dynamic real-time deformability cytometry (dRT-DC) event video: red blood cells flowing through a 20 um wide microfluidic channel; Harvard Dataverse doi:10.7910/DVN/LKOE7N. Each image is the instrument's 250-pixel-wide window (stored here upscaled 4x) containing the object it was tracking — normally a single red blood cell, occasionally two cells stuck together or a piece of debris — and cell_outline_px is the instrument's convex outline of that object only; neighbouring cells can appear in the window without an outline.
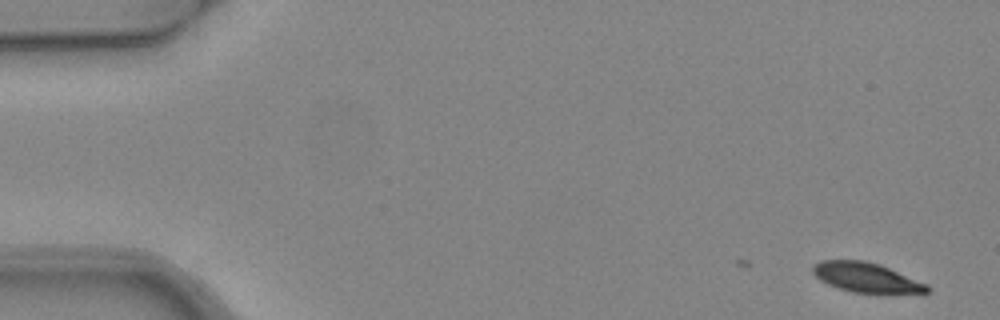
{"species": "common noctule bat (a hibernating species)", "species_latin": "Nyctalus noctula", "temperature_condition": "warm", "stored_images_in_passage": 4, "camera_frame_rate_fps": 3000, "um_per_image_px": 0.085, "animal": {"sex": "female", "body_mass_g": 24.6, "forearm_length_mm": 56.2}, "frame": {"image": 1, "passage_image": 1, "time_ms": 0.0, "image_size_px": [1000, 320], "cell_outline_px": [[928, 292], [852, 292], [828, 284], [820, 280], [812, 272], [812, 264], [820, 260], [864, 260], [880, 264], [928, 284]], "centroid_in_image_um": [73.57, 23.55], "position_along_channel_um": 11.4, "area_um2": 19.42}}
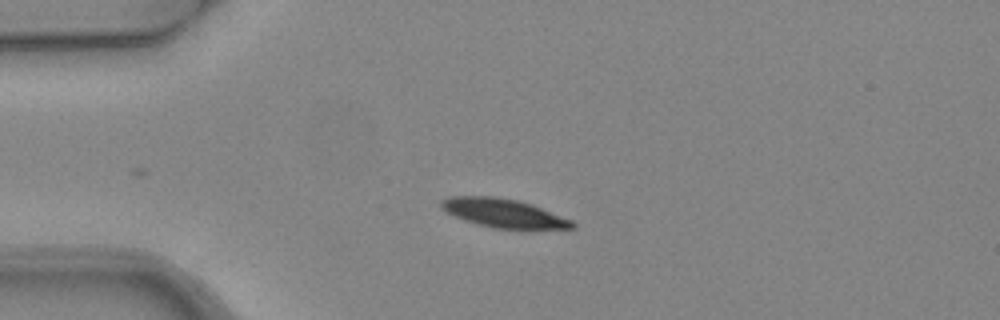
{"frame": {"image": 2, "passage_image": 4, "time_ms": 1.0, "image_size_px": [1000, 320], "cell_outline_px": [[576, 228], [492, 228], [476, 224], [464, 220], [440, 208], [440, 200], [448, 196], [496, 196], [516, 200], [532, 204], [572, 220], [576, 224]], "centroid_in_image_um": [42.76, 18.1], "position_along_channel_um": 42.2, "area_um2": 21.79}}